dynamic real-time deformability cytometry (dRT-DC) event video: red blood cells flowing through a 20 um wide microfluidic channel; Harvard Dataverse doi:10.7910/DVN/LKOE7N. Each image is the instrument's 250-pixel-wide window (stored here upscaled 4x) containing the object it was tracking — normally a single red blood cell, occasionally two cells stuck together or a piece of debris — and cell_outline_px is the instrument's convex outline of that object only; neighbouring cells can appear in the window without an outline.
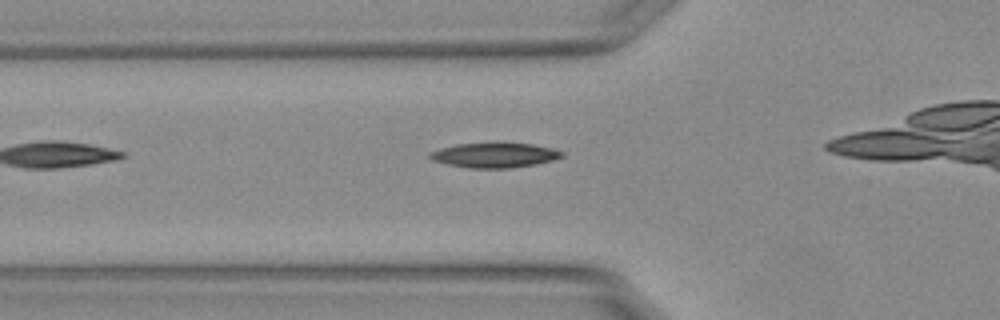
{"species": "Egyptian fruit bat (a non-hibernating species)", "species_latin": "Rousettus aegyptiacus", "temperature_condition": "warm", "stored_images_in_passage": 10, "camera_frame_rate_fps": 3000, "um_per_image_px": 0.085, "animal": {"sex": "female"}, "frame": {"image": 1, "passage_image": 2, "time_ms": 0.333, "image_size_px": [1000, 320], "cell_outline_px": [[564, 156], [552, 160], [536, 164], [512, 168], [468, 168], [448, 164], [432, 160], [428, 156], [428, 152], [440, 148], [456, 144], [500, 140], [532, 144], [552, 148], [564, 152]], "centroid_in_image_um": [42.03, 13.15], "position_along_channel_um": 83.8, "area_um2": 19.94}}